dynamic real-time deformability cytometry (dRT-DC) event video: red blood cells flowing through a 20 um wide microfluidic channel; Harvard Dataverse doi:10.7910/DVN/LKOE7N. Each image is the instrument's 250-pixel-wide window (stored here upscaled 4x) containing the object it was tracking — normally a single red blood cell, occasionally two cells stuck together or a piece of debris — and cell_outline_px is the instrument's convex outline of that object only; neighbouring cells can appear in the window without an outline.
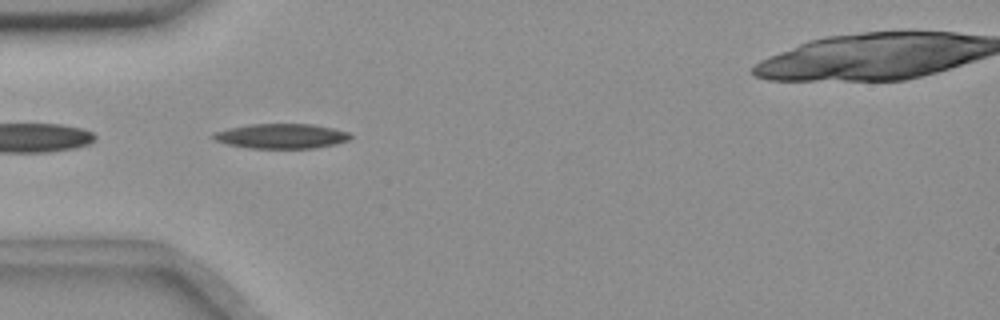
{"species": "common noctule bat (a hibernating species)", "species_latin": "Nyctalus noctula", "temperature_condition": "room temperature", "stored_images_in_passage": 39, "camera_frame_rate_fps": 3000, "um_per_image_px": 0.085, "animal": {"sex": "female", "body_mass_g": 18.4}, "frame": {"image": 1, "passage_image": 2, "time_ms": 0.333, "image_size_px": [1000, 320], "cell_outline_px": [[352, 136], [348, 140], [336, 144], [312, 148], [248, 148], [228, 144], [216, 140], [212, 136], [216, 132], [228, 128], [252, 124], [312, 124], [332, 128], [348, 132]], "centroid_in_image_um": [23.93, 11.57], "position_along_channel_um": 61.1, "area_um2": 19.59}}
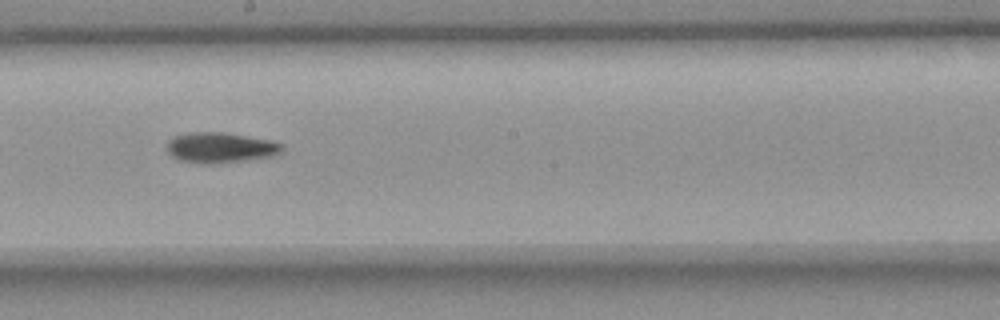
{"frame": {"image": 2, "passage_image": 16, "time_ms": 5.0, "image_size_px": [1000, 320], "cell_outline_px": [[284, 148], [280, 152], [268, 156], [248, 160], [208, 164], [200, 164], [180, 160], [172, 156], [168, 152], [168, 140], [176, 136], [192, 132], [224, 132], [272, 140], [284, 144]], "centroid_in_image_um": [18.75, 12.54], "position_along_channel_um": 229.5, "area_um2": 20.35}}
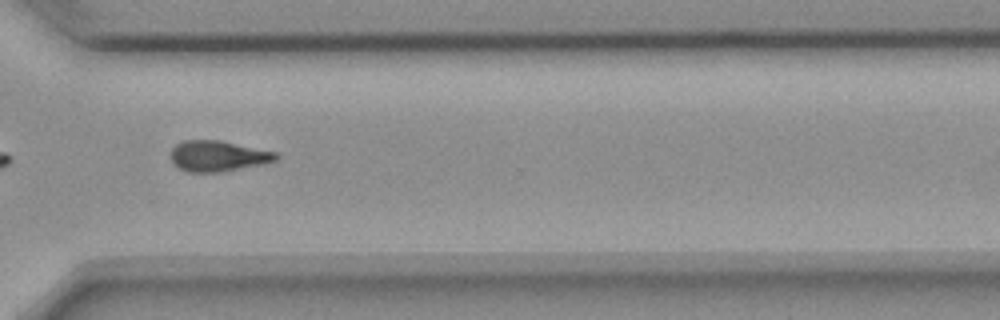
{"frame": {"image": 3, "passage_image": 26, "time_ms": 8.333, "image_size_px": [1000, 320], "cell_outline_px": [[280, 156], [276, 160], [264, 164], [220, 172], [188, 172], [180, 168], [172, 160], [172, 148], [176, 144], [184, 140], [220, 140], [276, 152]], "centroid_in_image_um": [18.56, 13.26], "position_along_channel_um": 352.0, "area_um2": 18.73}, "authors_computed_cell_mechanics": {"area_um2": 18.9584, "velocity_mm_per_s": 3.6676, "shape_relaxation_time_tau1_ms": 6.2882, "shape_relaxation_time_tau2_ms": null, "deformation_change_tau1": 0.1859, "deformation_change_tau2": null}}